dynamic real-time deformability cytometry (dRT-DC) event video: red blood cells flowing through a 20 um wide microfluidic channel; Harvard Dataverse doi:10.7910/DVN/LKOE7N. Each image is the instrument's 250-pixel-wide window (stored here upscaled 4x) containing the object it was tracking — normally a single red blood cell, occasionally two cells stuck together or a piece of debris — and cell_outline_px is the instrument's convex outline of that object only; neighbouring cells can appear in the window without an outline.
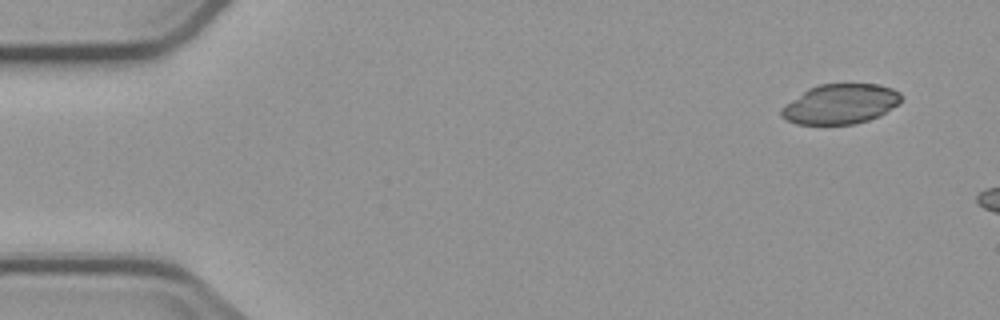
{"species": "common noctule bat (a hibernating species)", "species_latin": "Nyctalus noctula", "temperature_condition": "cold", "stored_images_in_passage": 3, "camera_frame_rate_fps": 3000, "um_per_image_px": 0.085, "animal": {"sex": "male", "body_mass_g": 23.1, "forearm_length_mm": 52.7}, "frame": {"image": 1, "passage_image": 1, "time_ms": 0.0, "image_size_px": [1000, 320], "cell_outline_px": [[900, 104], [880, 116], [868, 120], [852, 124], [796, 124], [780, 116], [780, 108], [808, 88], [820, 84], [880, 84], [892, 88], [900, 92]], "centroid_in_image_um": [71.44, 8.84], "position_along_channel_um": 13.6, "area_um2": 27.92}}